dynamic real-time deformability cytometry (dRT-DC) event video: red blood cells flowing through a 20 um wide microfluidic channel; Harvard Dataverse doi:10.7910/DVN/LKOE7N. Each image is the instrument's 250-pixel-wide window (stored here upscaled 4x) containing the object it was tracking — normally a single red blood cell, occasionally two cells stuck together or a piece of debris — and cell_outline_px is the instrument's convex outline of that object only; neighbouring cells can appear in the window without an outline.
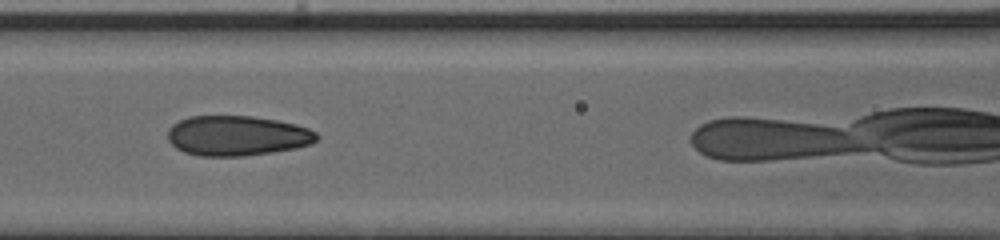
{"species": "human", "species_latin": "Homo sapiens", "temperature_condition": "cold", "stored_images_in_passage": 37, "camera_frame_rate_fps": 3000, "um_per_image_px": 0.085, "donor": {"sex": "male"}, "frame": {"image": 1, "passage_image": 15, "time_ms": 4.667, "image_size_px": [1000, 240], "cell_outline_px": [[320, 136], [312, 144], [296, 148], [272, 152], [244, 156], [200, 156], [184, 152], [176, 148], [168, 140], [168, 128], [172, 124], [188, 116], [252, 116], [276, 120], [296, 124], [308, 128], [316, 132]], "centroid_in_image_um": [20.16, 11.53], "position_along_channel_um": 146.4, "area_um2": 34.97}}
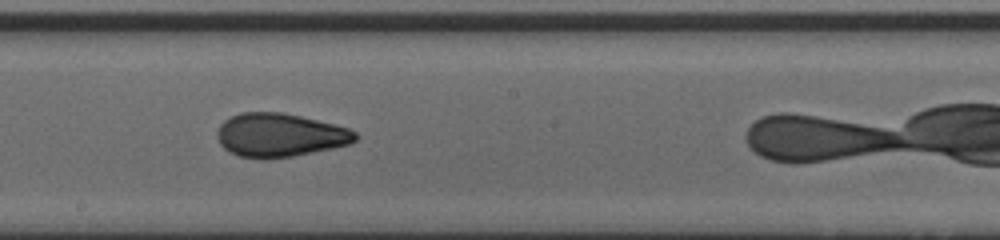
{"frame": {"image": 2, "passage_image": 21, "time_ms": 6.667, "image_size_px": [1000, 240], "cell_outline_px": [[356, 140], [352, 144], [292, 156], [264, 160], [260, 160], [240, 156], [228, 152], [220, 144], [216, 136], [216, 132], [220, 124], [224, 120], [240, 112], [280, 112], [300, 116], [336, 124], [348, 128], [356, 132]], "centroid_in_image_um": [23.76, 11.49], "position_along_channel_um": 224.4, "area_um2": 35.37}}
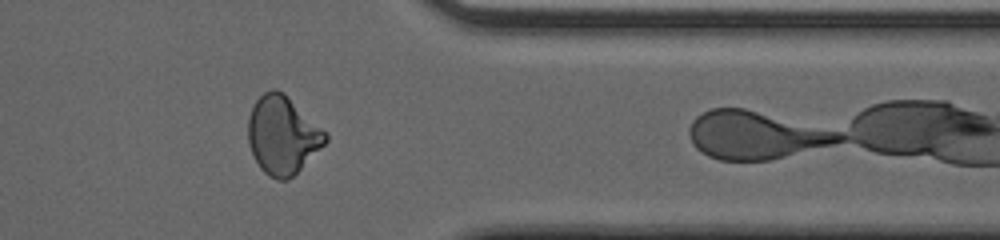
{"frame": {"image": 3, "passage_image": 34, "time_ms": 11.0, "image_size_px": [1000, 240], "cell_outline_px": [[328, 140], [288, 180], [276, 180], [268, 176], [260, 168], [252, 152], [248, 140], [248, 116], [256, 100], [264, 92], [272, 88], [276, 88], [284, 92], [328, 136]], "centroid_in_image_um": [23.97, 11.48], "position_along_channel_um": 387.4, "area_um2": 34.56}, "authors_computed_cell_mechanics": {"area_um2": 35.2002, "velocity_mm_per_s": 3.9207, "shape_relaxation_time_tau1_ms": null, "shape_relaxation_time_tau2_ms": 1.1729, "deformation_change_tau1": null, "deformation_change_tau2": 0.0736}}